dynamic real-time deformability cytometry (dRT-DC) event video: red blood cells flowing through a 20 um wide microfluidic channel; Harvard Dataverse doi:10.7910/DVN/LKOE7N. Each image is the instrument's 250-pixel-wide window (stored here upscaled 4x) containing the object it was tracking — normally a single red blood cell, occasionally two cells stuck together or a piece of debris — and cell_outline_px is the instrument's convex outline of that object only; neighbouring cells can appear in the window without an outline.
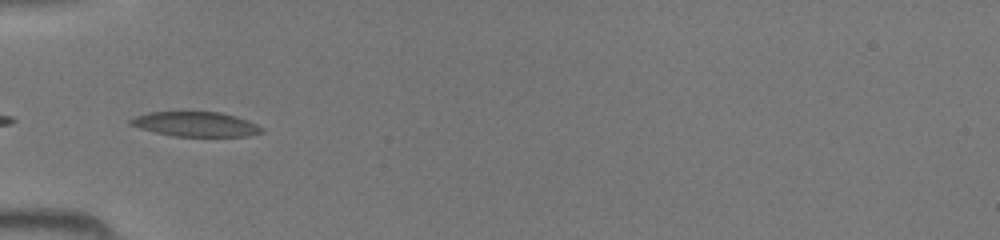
{"species": "common noctule bat (a hibernating species)", "species_latin": "Nyctalus noctula", "temperature_condition": "room temperature", "stored_images_in_passage": 22, "camera_frame_rate_fps": 3000, "um_per_image_px": 0.085, "animal": {"sex": "female", "body_mass_g": 19.5, "forearm_length_mm": 54.1}, "frame": {"image": 1, "passage_image": 16, "time_ms": 5.0, "image_size_px": [1000, 240], "cell_outline_px": [[264, 132], [248, 136], [172, 136], [140, 128], [128, 124], [128, 120], [136, 116], [148, 112], [220, 112], [236, 116], [248, 120], [264, 128]], "centroid_in_image_um": [16.65, 10.55], "position_along_channel_um": 68.4, "area_um2": 18.9}}